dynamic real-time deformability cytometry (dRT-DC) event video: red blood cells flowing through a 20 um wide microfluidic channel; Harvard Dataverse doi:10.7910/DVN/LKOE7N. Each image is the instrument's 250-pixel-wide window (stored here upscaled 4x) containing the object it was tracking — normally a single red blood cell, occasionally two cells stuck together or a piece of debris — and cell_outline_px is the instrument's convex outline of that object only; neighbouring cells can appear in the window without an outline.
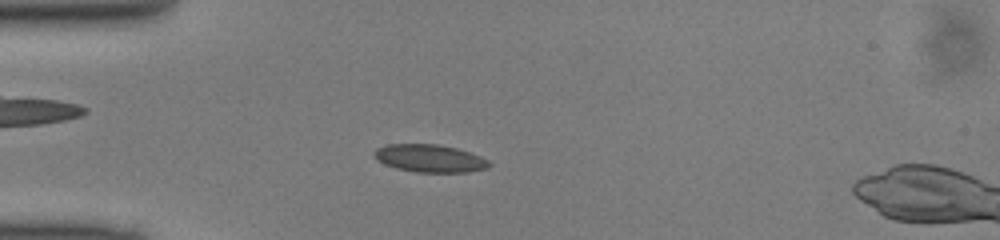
{"species": "common noctule bat (a hibernating species)", "species_latin": "Nyctalus noctula", "temperature_condition": "cold", "stored_images_in_passage": 49, "camera_frame_rate_fps": 3000, "um_per_image_px": 0.085, "animal": {"sex": "male", "body_mass_g": 13.0, "forearm_length_mm": 53.1}, "frame": {"image": 1, "passage_image": 12, "time_ms": 3.667, "image_size_px": [1000, 240], "cell_outline_px": [[492, 164], [488, 168], [468, 172], [416, 172], [396, 168], [384, 164], [376, 160], [372, 156], [372, 152], [376, 148], [388, 144], [436, 144], [456, 148], [480, 156], [488, 160]], "centroid_in_image_um": [36.49, 13.46], "position_along_channel_um": 48.5, "area_um2": 18.67}}
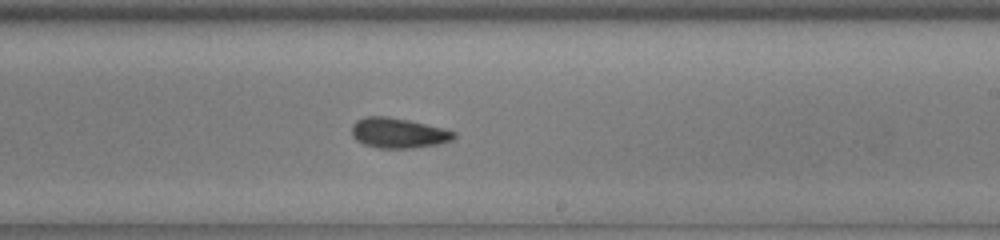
{"frame": {"image": 2, "passage_image": 28, "time_ms": 9.0, "image_size_px": [1000, 240], "cell_outline_px": [[456, 136], [452, 140], [436, 144], [412, 148], [376, 148], [364, 144], [356, 140], [352, 136], [352, 124], [356, 120], [364, 116], [388, 116], [408, 120], [444, 128], [456, 132]], "centroid_in_image_um": [33.83, 11.3], "position_along_channel_um": 255.2, "area_um2": 18.03}}
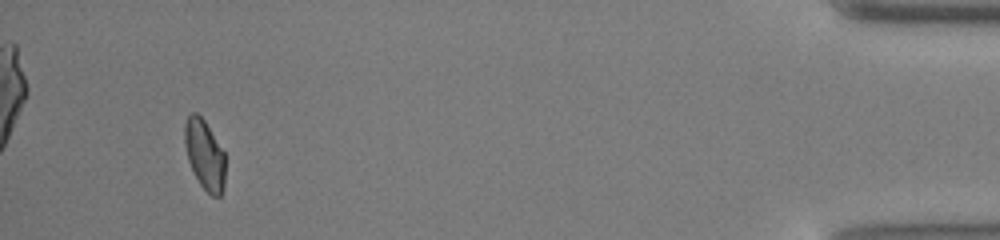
{"frame": {"image": 3, "passage_image": 45, "time_ms": 14.667, "image_size_px": [1000, 240], "cell_outline_px": [[224, 188], [220, 196], [212, 196], [200, 184], [188, 160], [184, 144], [184, 120], [192, 112], [196, 112], [204, 120], [224, 152]], "centroid_in_image_um": [17.37, 13.12], "position_along_channel_um": 417.8, "area_um2": 16.36}}